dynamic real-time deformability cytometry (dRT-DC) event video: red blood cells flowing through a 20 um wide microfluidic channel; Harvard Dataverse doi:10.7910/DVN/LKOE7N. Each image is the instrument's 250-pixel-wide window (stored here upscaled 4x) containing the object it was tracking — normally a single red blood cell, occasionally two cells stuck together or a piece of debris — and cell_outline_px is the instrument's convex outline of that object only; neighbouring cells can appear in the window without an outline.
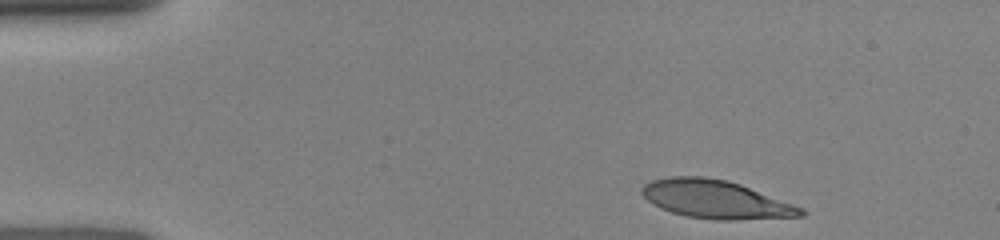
{"species": "human", "species_latin": "Homo sapiens", "temperature_condition": "room temperature", "stored_images_in_passage": 4, "camera_frame_rate_fps": 3000, "um_per_image_px": 0.085, "donor": {"sex": "female"}, "frame": {"image": 1, "passage_image": 1, "time_ms": 0.0, "image_size_px": [1000, 240], "cell_outline_px": [[808, 212], [804, 216], [736, 220], [716, 220], [688, 216], [672, 212], [660, 208], [648, 200], [640, 192], [640, 188], [644, 184], [652, 180], [668, 176], [704, 176], [728, 180], [740, 184], [804, 208]], "centroid_in_image_um": [60.84, 16.94], "position_along_channel_um": 24.2, "area_um2": 35.55}}